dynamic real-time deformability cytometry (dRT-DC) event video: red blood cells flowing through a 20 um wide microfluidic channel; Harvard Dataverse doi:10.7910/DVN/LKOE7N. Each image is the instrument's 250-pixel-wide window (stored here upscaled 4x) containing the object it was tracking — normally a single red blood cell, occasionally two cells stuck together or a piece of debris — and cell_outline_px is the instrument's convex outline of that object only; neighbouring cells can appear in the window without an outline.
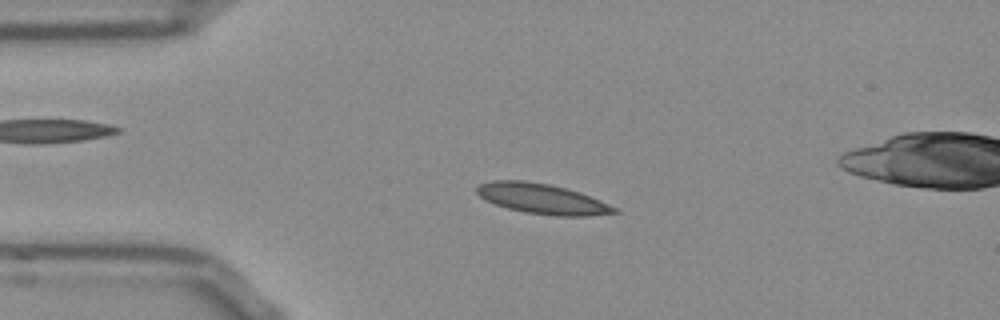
{"species": "Egyptian fruit bat (a non-hibernating species)", "species_latin": "Rousettus aegyptiacus", "temperature_condition": "room temperature", "stored_images_in_passage": 53, "camera_frame_rate_fps": 3000, "um_per_image_px": 0.085, "frame": {"image": 1, "passage_image": 11, "time_ms": 3.333, "image_size_px": [1000, 320], "cell_outline_px": [[620, 212], [588, 216], [556, 216], [524, 212], [508, 208], [496, 204], [480, 196], [476, 192], [476, 188], [480, 184], [492, 180], [524, 180], [548, 184], [568, 188], [580, 192], [600, 200], [616, 208]], "centroid_in_image_um": [46.1, 16.89], "position_along_channel_um": 38.9, "area_um2": 24.1}}
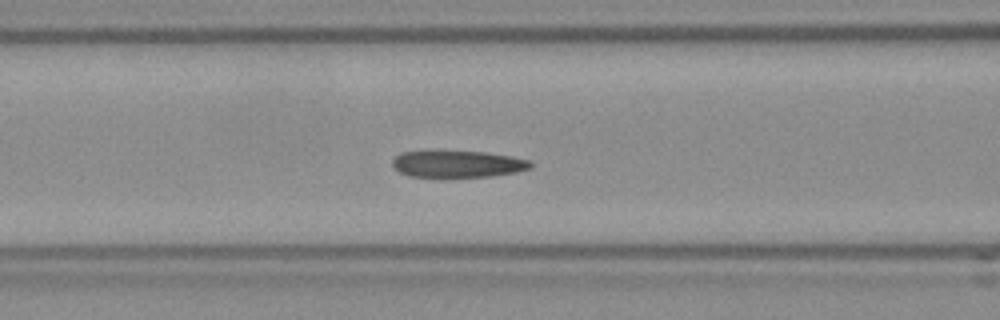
{"frame": {"image": 2, "passage_image": 20, "time_ms": 6.333, "image_size_px": [1000, 320], "cell_outline_px": [[532, 168], [516, 172], [492, 176], [408, 176], [400, 172], [392, 164], [392, 160], [400, 152], [484, 152], [512, 156], [532, 160]], "centroid_in_image_um": [38.97, 13.94], "position_along_channel_um": 127.6, "area_um2": 21.15}}
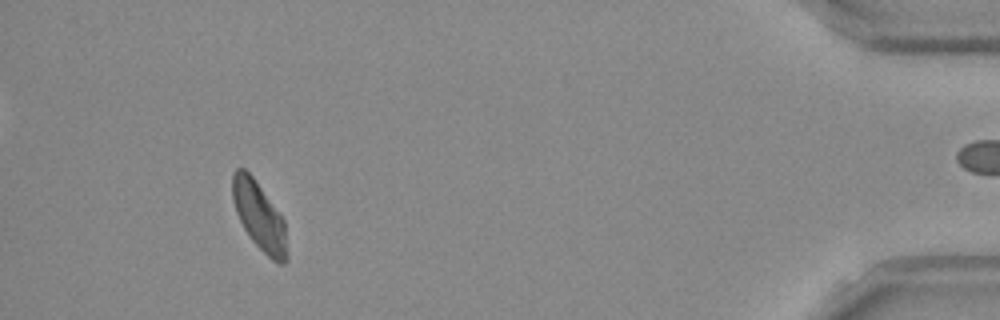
{"frame": {"image": 3, "passage_image": 48, "time_ms": 15.667, "image_size_px": [1000, 320], "cell_outline_px": [[288, 260], [284, 264], [276, 264], [252, 240], [244, 228], [236, 212], [232, 200], [232, 172], [236, 168], [244, 168], [252, 176], [284, 220], [288, 256]], "centroid_in_image_um": [22.03, 18.39], "position_along_channel_um": 413.2, "area_um2": 21.5}, "authors_computed_cell_mechanics": {"area_um2": 22.4264, "velocity_mm_per_s": 3.7971, "shape_relaxation_time_tau1_ms": null, "shape_relaxation_time_tau2_ms": 3.3115, "deformation_change_tau1": null, "deformation_change_tau2": 0.077}}